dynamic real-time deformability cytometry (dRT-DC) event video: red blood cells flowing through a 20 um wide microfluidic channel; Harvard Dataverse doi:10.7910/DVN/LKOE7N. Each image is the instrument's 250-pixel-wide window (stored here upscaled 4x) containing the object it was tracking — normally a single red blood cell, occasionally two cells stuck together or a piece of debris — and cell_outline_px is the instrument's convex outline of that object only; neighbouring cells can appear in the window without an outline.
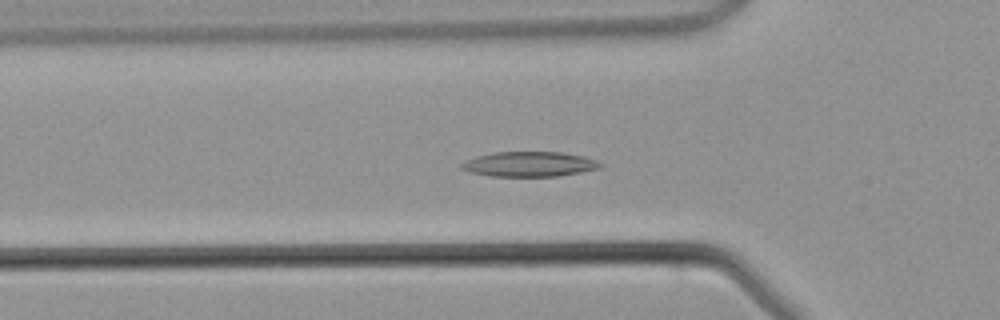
{"species": "common noctule bat (a hibernating species)", "species_latin": "Nyctalus noctula", "temperature_condition": "warm", "stored_images_in_passage": 38, "camera_frame_rate_fps": 3000, "um_per_image_px": 0.085, "animal": {"sex": "male", "body_mass_g": 21.5, "forearm_length_mm": 52.0}, "frame": {"image": 1, "passage_image": 8, "time_ms": 2.333, "image_size_px": [1000, 320], "cell_outline_px": [[604, 164], [600, 168], [580, 172], [556, 176], [488, 176], [468, 172], [460, 168], [460, 164], [476, 156], [492, 152], [560, 152], [584, 156], [596, 160]], "centroid_in_image_um": [44.98, 13.95], "position_along_channel_um": 80.8, "area_um2": 20.23}}
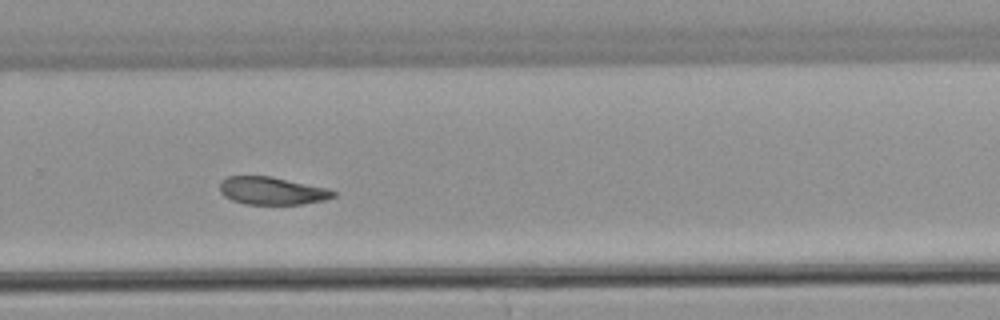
{"frame": {"image": 2, "passage_image": 23, "time_ms": 7.333, "image_size_px": [1000, 320], "cell_outline_px": [[336, 196], [324, 200], [304, 204], [244, 204], [232, 200], [224, 196], [220, 192], [220, 180], [228, 176], [268, 176], [324, 188], [336, 192]], "centroid_in_image_um": [23.06, 16.23], "position_along_channel_um": 306.7, "area_um2": 18.09}}
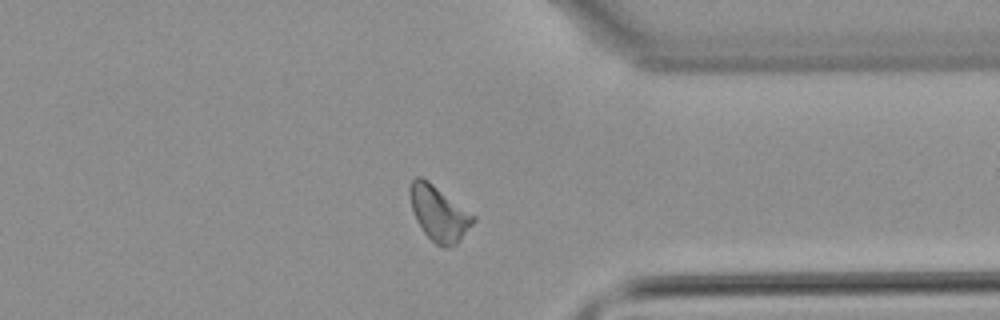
{"frame": {"image": 3, "passage_image": 28, "time_ms": 9.0, "image_size_px": [1000, 320], "cell_outline_px": [[476, 220], [456, 244], [444, 248], [436, 244], [424, 232], [416, 220], [408, 196], [408, 188], [412, 180], [416, 176], [420, 176], [428, 180], [476, 216]], "centroid_in_image_um": [37.29, 18.11], "position_along_channel_um": 374.1, "area_um2": 20.29}}